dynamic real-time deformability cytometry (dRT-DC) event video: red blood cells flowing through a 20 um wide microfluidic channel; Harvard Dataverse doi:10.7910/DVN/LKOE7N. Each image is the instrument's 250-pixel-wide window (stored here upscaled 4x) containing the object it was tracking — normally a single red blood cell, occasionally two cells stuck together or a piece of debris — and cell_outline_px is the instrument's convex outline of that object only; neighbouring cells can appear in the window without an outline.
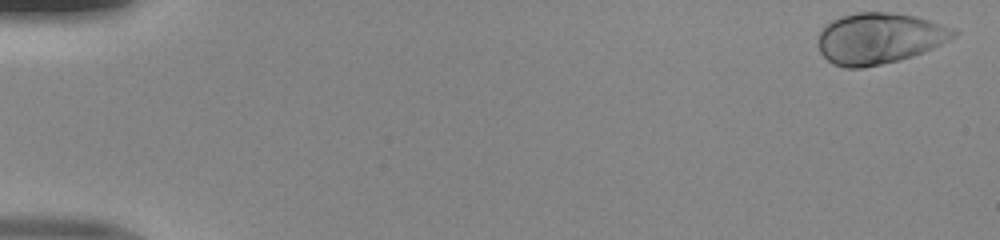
{"species": "human", "species_latin": "Homo sapiens", "temperature_condition": "room temperature", "stored_images_in_passage": 49, "camera_frame_rate_fps": 3000, "um_per_image_px": 0.085, "donor": {"sex": "male"}, "frame": {"image": 1, "passage_image": 1, "time_ms": 0.0, "image_size_px": [1000, 240], "cell_outline_px": [[960, 32], [956, 36], [932, 48], [912, 56], [900, 60], [860, 68], [844, 68], [832, 64], [820, 52], [816, 44], [816, 40], [820, 32], [832, 20], [840, 16], [856, 12], [892, 12], [916, 16], [952, 28]], "centroid_in_image_um": [74.7, 3.26], "position_along_channel_um": 10.3, "area_um2": 40.34}}
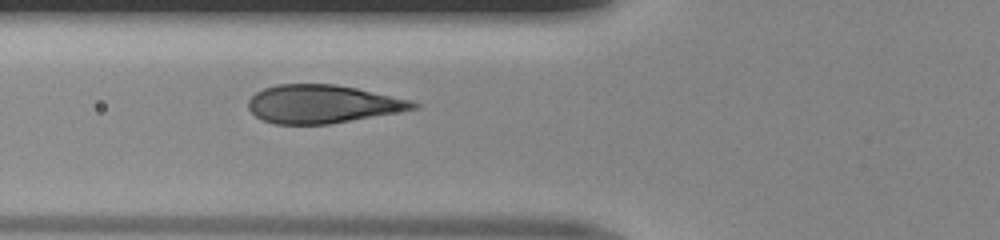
{"frame": {"image": 2, "passage_image": 19, "time_ms": 6.0, "image_size_px": [1000, 240], "cell_outline_px": [[420, 108], [328, 124], [276, 124], [264, 120], [256, 116], [248, 108], [248, 100], [256, 92], [264, 88], [276, 84], [336, 84], [356, 88], [412, 100], [420, 104]], "centroid_in_image_um": [27.41, 8.83], "position_along_channel_um": 98.4, "area_um2": 36.59}}
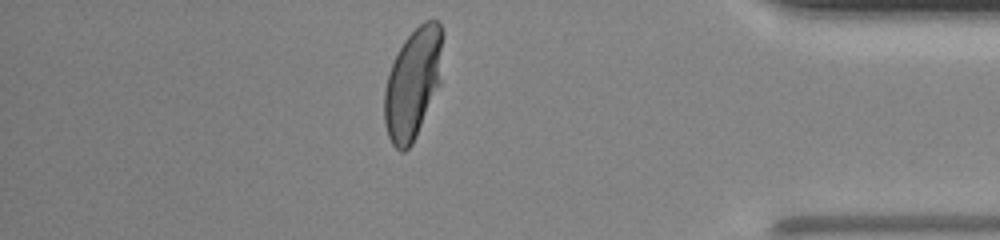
{"frame": {"image": 3, "passage_image": 43, "time_ms": 14.0, "image_size_px": [1000, 240], "cell_outline_px": [[444, 36], [440, 84], [416, 136], [412, 144], [404, 152], [400, 152], [392, 144], [388, 136], [384, 124], [384, 88], [388, 72], [404, 40], [424, 20], [436, 20], [440, 24], [444, 32]], "centroid_in_image_um": [35.11, 7.08], "position_along_channel_um": 400.1, "area_um2": 37.86}}